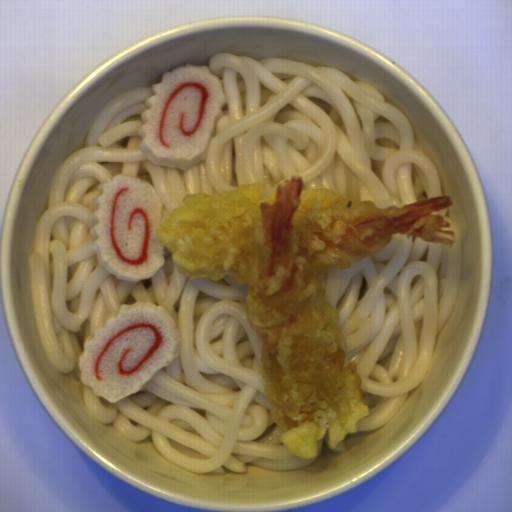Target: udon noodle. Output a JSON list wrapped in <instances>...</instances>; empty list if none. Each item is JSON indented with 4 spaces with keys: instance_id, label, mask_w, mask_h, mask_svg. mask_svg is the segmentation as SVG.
Listing matches in <instances>:
<instances>
[{
    "instance_id": "obj_2",
    "label": "udon noodle",
    "mask_w": 512,
    "mask_h": 512,
    "mask_svg": "<svg viewBox=\"0 0 512 512\" xmlns=\"http://www.w3.org/2000/svg\"><path fill=\"white\" fill-rule=\"evenodd\" d=\"M452 226L453 244L389 235L381 251L345 270L319 275L337 309L347 358L362 380L367 417L356 431L379 429L429 371L439 335L461 284L462 242L449 206L438 212Z\"/></svg>"
},
{
    "instance_id": "obj_1",
    "label": "udon noodle",
    "mask_w": 512,
    "mask_h": 512,
    "mask_svg": "<svg viewBox=\"0 0 512 512\" xmlns=\"http://www.w3.org/2000/svg\"><path fill=\"white\" fill-rule=\"evenodd\" d=\"M207 67L228 101L203 162L178 169L144 155L140 129L159 83L153 82L101 107L84 149L58 165L27 258L34 319L51 364L60 373L74 372L89 413L128 441L151 437L166 460L205 475L240 473L248 465L303 468L316 462L323 442L337 453H344L345 442L329 447L324 436L312 458L287 451L263 388L265 340L246 318L248 286L223 277L189 280L165 245L164 265L147 280L109 273L92 247L100 185L117 174L150 183L162 202V220L186 195H220L259 183L268 196L293 176L383 209L443 197L442 181L406 115L380 89L353 82L340 69L230 52L213 55ZM140 301L166 309L182 337L180 352L141 390L110 403L80 381L79 355L87 336L122 304Z\"/></svg>"
}]
</instances>
